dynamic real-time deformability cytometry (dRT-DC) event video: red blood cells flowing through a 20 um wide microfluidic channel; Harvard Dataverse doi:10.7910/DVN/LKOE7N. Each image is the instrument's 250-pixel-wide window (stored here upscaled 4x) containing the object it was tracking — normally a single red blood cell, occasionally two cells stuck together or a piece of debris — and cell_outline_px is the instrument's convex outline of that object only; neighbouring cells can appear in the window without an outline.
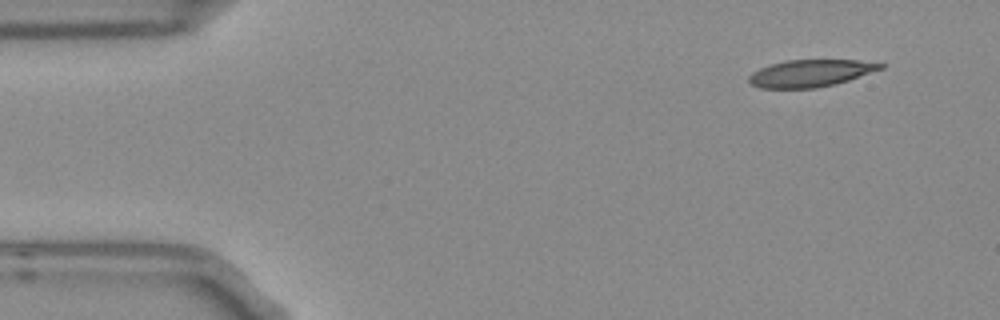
{"species": "Egyptian fruit bat (a non-hibernating species)", "species_latin": "Rousettus aegyptiacus", "temperature_condition": "room temperature", "stored_images_in_passage": 4, "camera_frame_rate_fps": 3000, "um_per_image_px": 0.085, "frame": {"image": 1, "passage_image": 1, "time_ms": 0.0, "image_size_px": [1000, 320], "cell_outline_px": [[884, 68], [848, 80], [832, 84], [812, 88], [760, 88], [752, 84], [748, 80], [748, 76], [752, 72], [768, 64], [784, 60], [856, 60], [884, 64]], "centroid_in_image_um": [68.84, 6.21], "position_along_channel_um": 16.2, "area_um2": 20.63}}